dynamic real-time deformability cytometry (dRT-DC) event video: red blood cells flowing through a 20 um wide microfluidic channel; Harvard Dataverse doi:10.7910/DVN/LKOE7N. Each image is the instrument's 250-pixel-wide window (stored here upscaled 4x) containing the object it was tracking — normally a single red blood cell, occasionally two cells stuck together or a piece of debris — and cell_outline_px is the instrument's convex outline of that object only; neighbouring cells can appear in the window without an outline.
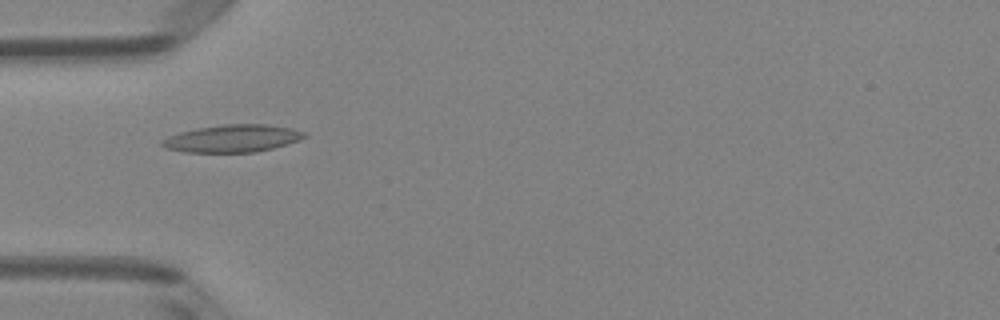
{"species": "Egyptian fruit bat (a non-hibernating species)", "species_latin": "Rousettus aegyptiacus", "temperature_condition": "room temperature", "stored_images_in_passage": 8, "camera_frame_rate_fps": 3000, "um_per_image_px": 0.085, "animal": {"sex": "female"}, "frame": {"image": 1, "passage_image": 5, "time_ms": 1.333, "image_size_px": [1000, 320], "cell_outline_px": [[308, 136], [272, 148], [256, 152], [184, 152], [164, 148], [160, 144], [160, 140], [168, 136], [180, 132], [200, 128], [224, 124], [264, 124], [292, 128], [304, 132]], "centroid_in_image_um": [19.71, 11.77], "position_along_channel_um": 65.3, "area_um2": 22.54}}
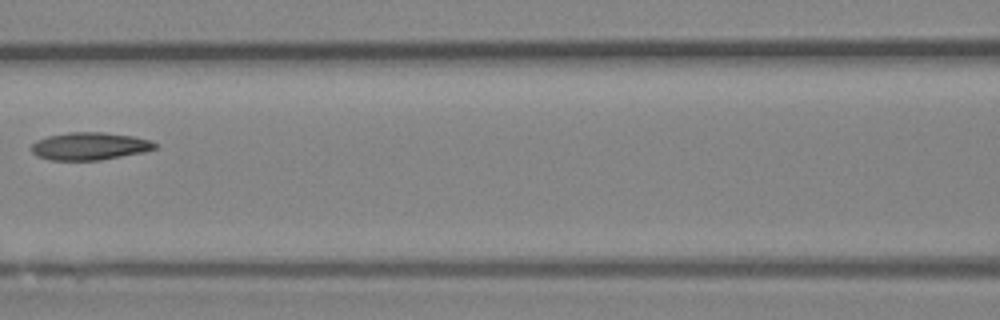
{"frame": {"image": 2, "passage_image": 7, "time_ms": 2.0, "image_size_px": [1000, 320], "cell_outline_px": [[156, 148], [144, 152], [100, 160], [48, 160], [36, 156], [32, 152], [32, 144], [36, 140], [48, 136], [68, 132], [104, 132], [132, 136], [152, 140], [156, 144]], "centroid_in_image_um": [7.61, 12.42], "position_along_channel_um": 159.0, "area_um2": 19.94}}
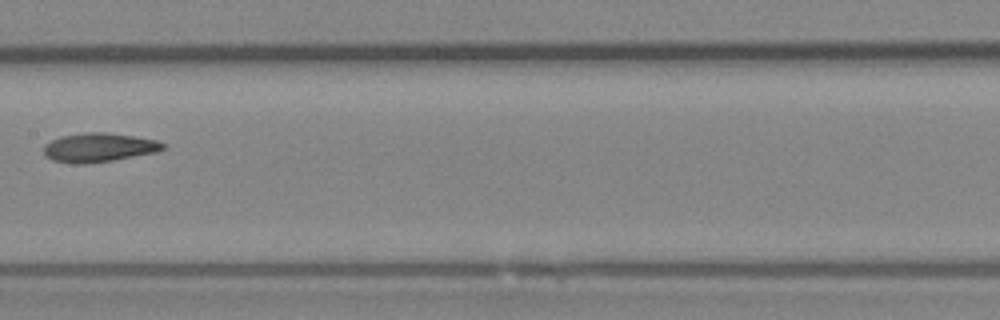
{"frame": {"image": 3, "passage_image": 8, "time_ms": 2.333, "image_size_px": [1000, 320], "cell_outline_px": [[164, 148], [156, 152], [112, 160], [84, 164], [76, 164], [52, 160], [44, 156], [44, 144], [60, 136], [88, 132], [108, 132], [156, 140], [164, 144]], "centroid_in_image_um": [8.35, 12.53], "position_along_channel_um": 199.0, "area_um2": 20.0}}